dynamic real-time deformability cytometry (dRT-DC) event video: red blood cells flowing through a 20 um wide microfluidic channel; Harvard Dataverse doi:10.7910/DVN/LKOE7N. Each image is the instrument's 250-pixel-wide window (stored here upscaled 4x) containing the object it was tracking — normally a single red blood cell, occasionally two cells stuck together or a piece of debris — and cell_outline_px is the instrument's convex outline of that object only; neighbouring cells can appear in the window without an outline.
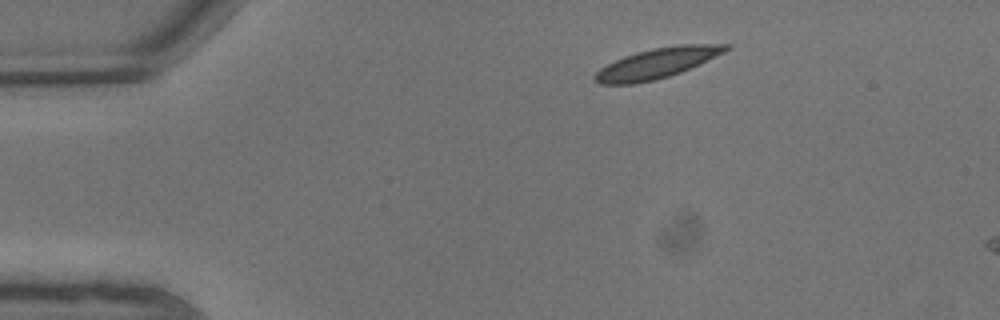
{"species": "common noctule bat (a hibernating species)", "species_latin": "Nyctalus noctula", "temperature_condition": "warm", "stored_images_in_passage": 4, "camera_frame_rate_fps": 3000, "um_per_image_px": 0.085, "animal": {"sex": "male", "body_mass_g": 13.3}, "frame": {"image": 1, "passage_image": 1, "time_ms": 0.0, "image_size_px": [1000, 320], "cell_outline_px": [[732, 48], [724, 52], [680, 72], [656, 80], [632, 84], [600, 84], [592, 80], [592, 76], [600, 68], [624, 56], [636, 52], [652, 48], [680, 44], [732, 44]], "centroid_in_image_um": [55.82, 5.37], "position_along_channel_um": 29.2, "area_um2": 22.95}}